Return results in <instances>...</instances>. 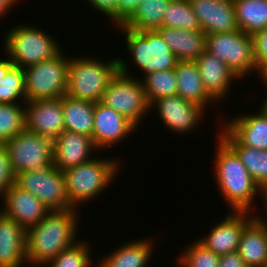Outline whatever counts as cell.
Masks as SVG:
<instances>
[{
    "instance_id": "1",
    "label": "cell",
    "mask_w": 267,
    "mask_h": 267,
    "mask_svg": "<svg viewBox=\"0 0 267 267\" xmlns=\"http://www.w3.org/2000/svg\"><path fill=\"white\" fill-rule=\"evenodd\" d=\"M78 213L79 210L75 208L50 211L37 225L27 229V264L43 267L75 244L81 215Z\"/></svg>"
},
{
    "instance_id": "2",
    "label": "cell",
    "mask_w": 267,
    "mask_h": 267,
    "mask_svg": "<svg viewBox=\"0 0 267 267\" xmlns=\"http://www.w3.org/2000/svg\"><path fill=\"white\" fill-rule=\"evenodd\" d=\"M213 175L230 211L253 212L255 198H261V187L247 171L236 152L218 135L216 136ZM253 204V205H252Z\"/></svg>"
},
{
    "instance_id": "3",
    "label": "cell",
    "mask_w": 267,
    "mask_h": 267,
    "mask_svg": "<svg viewBox=\"0 0 267 267\" xmlns=\"http://www.w3.org/2000/svg\"><path fill=\"white\" fill-rule=\"evenodd\" d=\"M102 158L93 156L88 162L63 171L67 196L73 208L78 209L84 203L97 198L122 169L118 158Z\"/></svg>"
},
{
    "instance_id": "4",
    "label": "cell",
    "mask_w": 267,
    "mask_h": 267,
    "mask_svg": "<svg viewBox=\"0 0 267 267\" xmlns=\"http://www.w3.org/2000/svg\"><path fill=\"white\" fill-rule=\"evenodd\" d=\"M70 57L66 95L94 103L101 101L106 88L119 72L118 57L108 62L94 56Z\"/></svg>"
},
{
    "instance_id": "5",
    "label": "cell",
    "mask_w": 267,
    "mask_h": 267,
    "mask_svg": "<svg viewBox=\"0 0 267 267\" xmlns=\"http://www.w3.org/2000/svg\"><path fill=\"white\" fill-rule=\"evenodd\" d=\"M39 26L20 23L4 33L3 47L13 65L27 68L57 56L63 48L53 35Z\"/></svg>"
},
{
    "instance_id": "6",
    "label": "cell",
    "mask_w": 267,
    "mask_h": 267,
    "mask_svg": "<svg viewBox=\"0 0 267 267\" xmlns=\"http://www.w3.org/2000/svg\"><path fill=\"white\" fill-rule=\"evenodd\" d=\"M118 61L119 72L106 88L100 102L120 113L138 128L145 115L150 113V103L142 80L129 74L127 60L118 57Z\"/></svg>"
},
{
    "instance_id": "7",
    "label": "cell",
    "mask_w": 267,
    "mask_h": 267,
    "mask_svg": "<svg viewBox=\"0 0 267 267\" xmlns=\"http://www.w3.org/2000/svg\"><path fill=\"white\" fill-rule=\"evenodd\" d=\"M117 27L125 35V48L131 63L139 68L143 78L156 71L175 68L178 60L156 30L136 31L123 25Z\"/></svg>"
},
{
    "instance_id": "8",
    "label": "cell",
    "mask_w": 267,
    "mask_h": 267,
    "mask_svg": "<svg viewBox=\"0 0 267 267\" xmlns=\"http://www.w3.org/2000/svg\"><path fill=\"white\" fill-rule=\"evenodd\" d=\"M206 51L225 63L239 80L258 73L254 37L241 30L206 35Z\"/></svg>"
},
{
    "instance_id": "9",
    "label": "cell",
    "mask_w": 267,
    "mask_h": 267,
    "mask_svg": "<svg viewBox=\"0 0 267 267\" xmlns=\"http://www.w3.org/2000/svg\"><path fill=\"white\" fill-rule=\"evenodd\" d=\"M65 55L62 50L54 58L25 68L26 101L66 95L70 57Z\"/></svg>"
},
{
    "instance_id": "10",
    "label": "cell",
    "mask_w": 267,
    "mask_h": 267,
    "mask_svg": "<svg viewBox=\"0 0 267 267\" xmlns=\"http://www.w3.org/2000/svg\"><path fill=\"white\" fill-rule=\"evenodd\" d=\"M2 145L15 174L43 170L53 165V140L50 138L24 130Z\"/></svg>"
},
{
    "instance_id": "11",
    "label": "cell",
    "mask_w": 267,
    "mask_h": 267,
    "mask_svg": "<svg viewBox=\"0 0 267 267\" xmlns=\"http://www.w3.org/2000/svg\"><path fill=\"white\" fill-rule=\"evenodd\" d=\"M15 184L36 196L50 211L73 208L67 196L64 172L54 165L43 170L19 172Z\"/></svg>"
},
{
    "instance_id": "12",
    "label": "cell",
    "mask_w": 267,
    "mask_h": 267,
    "mask_svg": "<svg viewBox=\"0 0 267 267\" xmlns=\"http://www.w3.org/2000/svg\"><path fill=\"white\" fill-rule=\"evenodd\" d=\"M151 111L155 108L158 116L169 131L178 134L194 132L202 124L205 110L179 95L158 98L150 104ZM201 122V123H200Z\"/></svg>"
},
{
    "instance_id": "13",
    "label": "cell",
    "mask_w": 267,
    "mask_h": 267,
    "mask_svg": "<svg viewBox=\"0 0 267 267\" xmlns=\"http://www.w3.org/2000/svg\"><path fill=\"white\" fill-rule=\"evenodd\" d=\"M138 128L120 113L102 104L94 103V127L92 141L99 151L111 147L129 138L128 135Z\"/></svg>"
},
{
    "instance_id": "14",
    "label": "cell",
    "mask_w": 267,
    "mask_h": 267,
    "mask_svg": "<svg viewBox=\"0 0 267 267\" xmlns=\"http://www.w3.org/2000/svg\"><path fill=\"white\" fill-rule=\"evenodd\" d=\"M256 217L254 212L229 211L211 231L197 240L215 254L223 255L238 249L244 228Z\"/></svg>"
},
{
    "instance_id": "15",
    "label": "cell",
    "mask_w": 267,
    "mask_h": 267,
    "mask_svg": "<svg viewBox=\"0 0 267 267\" xmlns=\"http://www.w3.org/2000/svg\"><path fill=\"white\" fill-rule=\"evenodd\" d=\"M26 130L54 140L64 130L62 97L27 101Z\"/></svg>"
},
{
    "instance_id": "16",
    "label": "cell",
    "mask_w": 267,
    "mask_h": 267,
    "mask_svg": "<svg viewBox=\"0 0 267 267\" xmlns=\"http://www.w3.org/2000/svg\"><path fill=\"white\" fill-rule=\"evenodd\" d=\"M0 198L4 202L0 212L26 230L37 225L50 212L36 196L15 183Z\"/></svg>"
},
{
    "instance_id": "17",
    "label": "cell",
    "mask_w": 267,
    "mask_h": 267,
    "mask_svg": "<svg viewBox=\"0 0 267 267\" xmlns=\"http://www.w3.org/2000/svg\"><path fill=\"white\" fill-rule=\"evenodd\" d=\"M206 34L239 30L233 0H189Z\"/></svg>"
},
{
    "instance_id": "18",
    "label": "cell",
    "mask_w": 267,
    "mask_h": 267,
    "mask_svg": "<svg viewBox=\"0 0 267 267\" xmlns=\"http://www.w3.org/2000/svg\"><path fill=\"white\" fill-rule=\"evenodd\" d=\"M97 151L91 137L64 130L53 140V165L65 171L88 162Z\"/></svg>"
},
{
    "instance_id": "19",
    "label": "cell",
    "mask_w": 267,
    "mask_h": 267,
    "mask_svg": "<svg viewBox=\"0 0 267 267\" xmlns=\"http://www.w3.org/2000/svg\"><path fill=\"white\" fill-rule=\"evenodd\" d=\"M207 94L217 103L228 98L232 81L239 78L217 57L205 51L195 61ZM224 98V99H223ZM218 100V101H217Z\"/></svg>"
},
{
    "instance_id": "20",
    "label": "cell",
    "mask_w": 267,
    "mask_h": 267,
    "mask_svg": "<svg viewBox=\"0 0 267 267\" xmlns=\"http://www.w3.org/2000/svg\"><path fill=\"white\" fill-rule=\"evenodd\" d=\"M230 120V121H229ZM223 126L244 146L267 150V112L260 106L258 112L237 114Z\"/></svg>"
},
{
    "instance_id": "21",
    "label": "cell",
    "mask_w": 267,
    "mask_h": 267,
    "mask_svg": "<svg viewBox=\"0 0 267 267\" xmlns=\"http://www.w3.org/2000/svg\"><path fill=\"white\" fill-rule=\"evenodd\" d=\"M27 230L0 212V267H21L27 264Z\"/></svg>"
},
{
    "instance_id": "22",
    "label": "cell",
    "mask_w": 267,
    "mask_h": 267,
    "mask_svg": "<svg viewBox=\"0 0 267 267\" xmlns=\"http://www.w3.org/2000/svg\"><path fill=\"white\" fill-rule=\"evenodd\" d=\"M168 44L178 61H196L206 51V34L171 27H159L156 30Z\"/></svg>"
},
{
    "instance_id": "23",
    "label": "cell",
    "mask_w": 267,
    "mask_h": 267,
    "mask_svg": "<svg viewBox=\"0 0 267 267\" xmlns=\"http://www.w3.org/2000/svg\"><path fill=\"white\" fill-rule=\"evenodd\" d=\"M248 267H263L267 263V224L255 217L243 230L237 249Z\"/></svg>"
},
{
    "instance_id": "24",
    "label": "cell",
    "mask_w": 267,
    "mask_h": 267,
    "mask_svg": "<svg viewBox=\"0 0 267 267\" xmlns=\"http://www.w3.org/2000/svg\"><path fill=\"white\" fill-rule=\"evenodd\" d=\"M153 244L151 238H140L121 244L115 251L100 257L96 267H148L149 260L152 259Z\"/></svg>"
},
{
    "instance_id": "25",
    "label": "cell",
    "mask_w": 267,
    "mask_h": 267,
    "mask_svg": "<svg viewBox=\"0 0 267 267\" xmlns=\"http://www.w3.org/2000/svg\"><path fill=\"white\" fill-rule=\"evenodd\" d=\"M174 71L178 81L177 95L205 111L209 107L207 105L215 102L204 89L195 61H177Z\"/></svg>"
},
{
    "instance_id": "26",
    "label": "cell",
    "mask_w": 267,
    "mask_h": 267,
    "mask_svg": "<svg viewBox=\"0 0 267 267\" xmlns=\"http://www.w3.org/2000/svg\"><path fill=\"white\" fill-rule=\"evenodd\" d=\"M218 134L239 156L247 171L261 189L267 184V150L242 145L223 125Z\"/></svg>"
},
{
    "instance_id": "27",
    "label": "cell",
    "mask_w": 267,
    "mask_h": 267,
    "mask_svg": "<svg viewBox=\"0 0 267 267\" xmlns=\"http://www.w3.org/2000/svg\"><path fill=\"white\" fill-rule=\"evenodd\" d=\"M65 130L92 138L94 127V102L62 96Z\"/></svg>"
},
{
    "instance_id": "28",
    "label": "cell",
    "mask_w": 267,
    "mask_h": 267,
    "mask_svg": "<svg viewBox=\"0 0 267 267\" xmlns=\"http://www.w3.org/2000/svg\"><path fill=\"white\" fill-rule=\"evenodd\" d=\"M5 57L0 59V103L25 105V69L13 65L8 55Z\"/></svg>"
},
{
    "instance_id": "29",
    "label": "cell",
    "mask_w": 267,
    "mask_h": 267,
    "mask_svg": "<svg viewBox=\"0 0 267 267\" xmlns=\"http://www.w3.org/2000/svg\"><path fill=\"white\" fill-rule=\"evenodd\" d=\"M239 30L254 36L267 28V0H233Z\"/></svg>"
},
{
    "instance_id": "30",
    "label": "cell",
    "mask_w": 267,
    "mask_h": 267,
    "mask_svg": "<svg viewBox=\"0 0 267 267\" xmlns=\"http://www.w3.org/2000/svg\"><path fill=\"white\" fill-rule=\"evenodd\" d=\"M171 0H141L134 14L123 24L136 31H152L162 27L165 10Z\"/></svg>"
},
{
    "instance_id": "31",
    "label": "cell",
    "mask_w": 267,
    "mask_h": 267,
    "mask_svg": "<svg viewBox=\"0 0 267 267\" xmlns=\"http://www.w3.org/2000/svg\"><path fill=\"white\" fill-rule=\"evenodd\" d=\"M162 26L192 31L202 30L189 0H171L163 15Z\"/></svg>"
},
{
    "instance_id": "32",
    "label": "cell",
    "mask_w": 267,
    "mask_h": 267,
    "mask_svg": "<svg viewBox=\"0 0 267 267\" xmlns=\"http://www.w3.org/2000/svg\"><path fill=\"white\" fill-rule=\"evenodd\" d=\"M141 79L150 104L158 98L177 95L178 81L174 69L156 71Z\"/></svg>"
},
{
    "instance_id": "33",
    "label": "cell",
    "mask_w": 267,
    "mask_h": 267,
    "mask_svg": "<svg viewBox=\"0 0 267 267\" xmlns=\"http://www.w3.org/2000/svg\"><path fill=\"white\" fill-rule=\"evenodd\" d=\"M24 130H26L25 106L0 103V145Z\"/></svg>"
},
{
    "instance_id": "34",
    "label": "cell",
    "mask_w": 267,
    "mask_h": 267,
    "mask_svg": "<svg viewBox=\"0 0 267 267\" xmlns=\"http://www.w3.org/2000/svg\"><path fill=\"white\" fill-rule=\"evenodd\" d=\"M78 240L71 247L63 250L55 258L51 259L46 267H91V247L89 241ZM96 264L92 267H96Z\"/></svg>"
},
{
    "instance_id": "35",
    "label": "cell",
    "mask_w": 267,
    "mask_h": 267,
    "mask_svg": "<svg viewBox=\"0 0 267 267\" xmlns=\"http://www.w3.org/2000/svg\"><path fill=\"white\" fill-rule=\"evenodd\" d=\"M182 250L177 259L181 267H219L220 255L207 249L197 239Z\"/></svg>"
},
{
    "instance_id": "36",
    "label": "cell",
    "mask_w": 267,
    "mask_h": 267,
    "mask_svg": "<svg viewBox=\"0 0 267 267\" xmlns=\"http://www.w3.org/2000/svg\"><path fill=\"white\" fill-rule=\"evenodd\" d=\"M15 176L7 151L3 145H0V197L15 183Z\"/></svg>"
},
{
    "instance_id": "37",
    "label": "cell",
    "mask_w": 267,
    "mask_h": 267,
    "mask_svg": "<svg viewBox=\"0 0 267 267\" xmlns=\"http://www.w3.org/2000/svg\"><path fill=\"white\" fill-rule=\"evenodd\" d=\"M255 61L258 76L267 68V28L259 31L254 36Z\"/></svg>"
},
{
    "instance_id": "38",
    "label": "cell",
    "mask_w": 267,
    "mask_h": 267,
    "mask_svg": "<svg viewBox=\"0 0 267 267\" xmlns=\"http://www.w3.org/2000/svg\"><path fill=\"white\" fill-rule=\"evenodd\" d=\"M93 10H97L99 14L106 16L117 27V6L118 0H86Z\"/></svg>"
},
{
    "instance_id": "39",
    "label": "cell",
    "mask_w": 267,
    "mask_h": 267,
    "mask_svg": "<svg viewBox=\"0 0 267 267\" xmlns=\"http://www.w3.org/2000/svg\"><path fill=\"white\" fill-rule=\"evenodd\" d=\"M141 0H118L117 26L123 25L136 11Z\"/></svg>"
},
{
    "instance_id": "40",
    "label": "cell",
    "mask_w": 267,
    "mask_h": 267,
    "mask_svg": "<svg viewBox=\"0 0 267 267\" xmlns=\"http://www.w3.org/2000/svg\"><path fill=\"white\" fill-rule=\"evenodd\" d=\"M219 267H248L237 251L220 256Z\"/></svg>"
},
{
    "instance_id": "41",
    "label": "cell",
    "mask_w": 267,
    "mask_h": 267,
    "mask_svg": "<svg viewBox=\"0 0 267 267\" xmlns=\"http://www.w3.org/2000/svg\"><path fill=\"white\" fill-rule=\"evenodd\" d=\"M18 3V0H0V17H5L7 12L11 11L13 7Z\"/></svg>"
},
{
    "instance_id": "42",
    "label": "cell",
    "mask_w": 267,
    "mask_h": 267,
    "mask_svg": "<svg viewBox=\"0 0 267 267\" xmlns=\"http://www.w3.org/2000/svg\"><path fill=\"white\" fill-rule=\"evenodd\" d=\"M261 200L263 201V207H267V184L261 189Z\"/></svg>"
},
{
    "instance_id": "43",
    "label": "cell",
    "mask_w": 267,
    "mask_h": 267,
    "mask_svg": "<svg viewBox=\"0 0 267 267\" xmlns=\"http://www.w3.org/2000/svg\"><path fill=\"white\" fill-rule=\"evenodd\" d=\"M260 78L263 80L262 83L265 84L264 86L267 87V68L260 74L259 79Z\"/></svg>"
},
{
    "instance_id": "44",
    "label": "cell",
    "mask_w": 267,
    "mask_h": 267,
    "mask_svg": "<svg viewBox=\"0 0 267 267\" xmlns=\"http://www.w3.org/2000/svg\"><path fill=\"white\" fill-rule=\"evenodd\" d=\"M264 210L266 211V214H267V207H265ZM256 216L262 218L263 221L267 224V218L263 217V214L261 216V214H259V211H258V213H256ZM265 216H267V215H265ZM264 218H266V219H264Z\"/></svg>"
},
{
    "instance_id": "45",
    "label": "cell",
    "mask_w": 267,
    "mask_h": 267,
    "mask_svg": "<svg viewBox=\"0 0 267 267\" xmlns=\"http://www.w3.org/2000/svg\"><path fill=\"white\" fill-rule=\"evenodd\" d=\"M261 106L264 108V110L267 112V96L265 95V99L263 100Z\"/></svg>"
}]
</instances>
